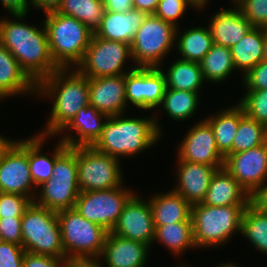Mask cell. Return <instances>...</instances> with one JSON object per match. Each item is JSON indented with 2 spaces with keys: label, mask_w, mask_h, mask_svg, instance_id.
<instances>
[{
  "label": "cell",
  "mask_w": 267,
  "mask_h": 267,
  "mask_svg": "<svg viewBox=\"0 0 267 267\" xmlns=\"http://www.w3.org/2000/svg\"><path fill=\"white\" fill-rule=\"evenodd\" d=\"M28 14H12L18 20L0 19V43L16 58L21 69L38 85L59 67L54 63L46 27L22 23Z\"/></svg>",
  "instance_id": "1"
},
{
  "label": "cell",
  "mask_w": 267,
  "mask_h": 267,
  "mask_svg": "<svg viewBox=\"0 0 267 267\" xmlns=\"http://www.w3.org/2000/svg\"><path fill=\"white\" fill-rule=\"evenodd\" d=\"M37 95L52 98L53 106L45 130L38 135L53 137L89 105L88 78L76 68H59L37 85Z\"/></svg>",
  "instance_id": "2"
},
{
  "label": "cell",
  "mask_w": 267,
  "mask_h": 267,
  "mask_svg": "<svg viewBox=\"0 0 267 267\" xmlns=\"http://www.w3.org/2000/svg\"><path fill=\"white\" fill-rule=\"evenodd\" d=\"M158 119L125 117L115 115L108 117L102 133L92 145L94 149L117 159L132 157L155 145L162 136Z\"/></svg>",
  "instance_id": "3"
},
{
  "label": "cell",
  "mask_w": 267,
  "mask_h": 267,
  "mask_svg": "<svg viewBox=\"0 0 267 267\" xmlns=\"http://www.w3.org/2000/svg\"><path fill=\"white\" fill-rule=\"evenodd\" d=\"M45 16L43 23L54 63L59 68L76 67L84 57L93 32L71 16L56 11L46 13Z\"/></svg>",
  "instance_id": "4"
},
{
  "label": "cell",
  "mask_w": 267,
  "mask_h": 267,
  "mask_svg": "<svg viewBox=\"0 0 267 267\" xmlns=\"http://www.w3.org/2000/svg\"><path fill=\"white\" fill-rule=\"evenodd\" d=\"M246 206H210L202 203L192 205L191 219L196 248H217L229 242L233 234L240 233Z\"/></svg>",
  "instance_id": "5"
},
{
  "label": "cell",
  "mask_w": 267,
  "mask_h": 267,
  "mask_svg": "<svg viewBox=\"0 0 267 267\" xmlns=\"http://www.w3.org/2000/svg\"><path fill=\"white\" fill-rule=\"evenodd\" d=\"M38 188L40 193L33 200L35 204L54 212L74 208L80 193L76 147H68L55 160L52 178Z\"/></svg>",
  "instance_id": "6"
},
{
  "label": "cell",
  "mask_w": 267,
  "mask_h": 267,
  "mask_svg": "<svg viewBox=\"0 0 267 267\" xmlns=\"http://www.w3.org/2000/svg\"><path fill=\"white\" fill-rule=\"evenodd\" d=\"M57 217L66 260L100 259L108 231L85 219L75 208L59 211Z\"/></svg>",
  "instance_id": "7"
},
{
  "label": "cell",
  "mask_w": 267,
  "mask_h": 267,
  "mask_svg": "<svg viewBox=\"0 0 267 267\" xmlns=\"http://www.w3.org/2000/svg\"><path fill=\"white\" fill-rule=\"evenodd\" d=\"M21 232L26 252L66 258L57 212L32 202L22 216Z\"/></svg>",
  "instance_id": "8"
},
{
  "label": "cell",
  "mask_w": 267,
  "mask_h": 267,
  "mask_svg": "<svg viewBox=\"0 0 267 267\" xmlns=\"http://www.w3.org/2000/svg\"><path fill=\"white\" fill-rule=\"evenodd\" d=\"M176 29L155 15H146L130 44L134 65L161 67L167 53L175 47Z\"/></svg>",
  "instance_id": "9"
},
{
  "label": "cell",
  "mask_w": 267,
  "mask_h": 267,
  "mask_svg": "<svg viewBox=\"0 0 267 267\" xmlns=\"http://www.w3.org/2000/svg\"><path fill=\"white\" fill-rule=\"evenodd\" d=\"M80 192L114 189L123 186L120 160L98 152L92 146L76 147Z\"/></svg>",
  "instance_id": "10"
},
{
  "label": "cell",
  "mask_w": 267,
  "mask_h": 267,
  "mask_svg": "<svg viewBox=\"0 0 267 267\" xmlns=\"http://www.w3.org/2000/svg\"><path fill=\"white\" fill-rule=\"evenodd\" d=\"M127 58L132 60L129 44L102 39L93 33L82 61L75 68L88 79L125 75L137 68L134 66L129 70H123Z\"/></svg>",
  "instance_id": "11"
},
{
  "label": "cell",
  "mask_w": 267,
  "mask_h": 267,
  "mask_svg": "<svg viewBox=\"0 0 267 267\" xmlns=\"http://www.w3.org/2000/svg\"><path fill=\"white\" fill-rule=\"evenodd\" d=\"M126 187L80 192L74 208L85 219L111 232L124 205L134 195Z\"/></svg>",
  "instance_id": "12"
},
{
  "label": "cell",
  "mask_w": 267,
  "mask_h": 267,
  "mask_svg": "<svg viewBox=\"0 0 267 267\" xmlns=\"http://www.w3.org/2000/svg\"><path fill=\"white\" fill-rule=\"evenodd\" d=\"M34 182L29 167V138L16 140L0 161V192L20 194L34 200Z\"/></svg>",
  "instance_id": "13"
},
{
  "label": "cell",
  "mask_w": 267,
  "mask_h": 267,
  "mask_svg": "<svg viewBox=\"0 0 267 267\" xmlns=\"http://www.w3.org/2000/svg\"><path fill=\"white\" fill-rule=\"evenodd\" d=\"M162 69L163 67H137L126 73L127 105L131 103L146 111L160 107L166 90V78Z\"/></svg>",
  "instance_id": "14"
},
{
  "label": "cell",
  "mask_w": 267,
  "mask_h": 267,
  "mask_svg": "<svg viewBox=\"0 0 267 267\" xmlns=\"http://www.w3.org/2000/svg\"><path fill=\"white\" fill-rule=\"evenodd\" d=\"M111 233L151 246L154 243L155 226L149 201L135 193L124 205Z\"/></svg>",
  "instance_id": "15"
},
{
  "label": "cell",
  "mask_w": 267,
  "mask_h": 267,
  "mask_svg": "<svg viewBox=\"0 0 267 267\" xmlns=\"http://www.w3.org/2000/svg\"><path fill=\"white\" fill-rule=\"evenodd\" d=\"M223 167L250 195L267 182V141L255 148L227 155Z\"/></svg>",
  "instance_id": "16"
},
{
  "label": "cell",
  "mask_w": 267,
  "mask_h": 267,
  "mask_svg": "<svg viewBox=\"0 0 267 267\" xmlns=\"http://www.w3.org/2000/svg\"><path fill=\"white\" fill-rule=\"evenodd\" d=\"M177 154L181 161L223 167L225 157L219 152L213 130L205 121L195 123L180 142Z\"/></svg>",
  "instance_id": "17"
},
{
  "label": "cell",
  "mask_w": 267,
  "mask_h": 267,
  "mask_svg": "<svg viewBox=\"0 0 267 267\" xmlns=\"http://www.w3.org/2000/svg\"><path fill=\"white\" fill-rule=\"evenodd\" d=\"M125 75L89 78V105L108 117L122 115L126 102Z\"/></svg>",
  "instance_id": "18"
},
{
  "label": "cell",
  "mask_w": 267,
  "mask_h": 267,
  "mask_svg": "<svg viewBox=\"0 0 267 267\" xmlns=\"http://www.w3.org/2000/svg\"><path fill=\"white\" fill-rule=\"evenodd\" d=\"M177 185L173 191L184 197L192 206L202 203L217 169L221 167L192 163L178 159Z\"/></svg>",
  "instance_id": "19"
},
{
  "label": "cell",
  "mask_w": 267,
  "mask_h": 267,
  "mask_svg": "<svg viewBox=\"0 0 267 267\" xmlns=\"http://www.w3.org/2000/svg\"><path fill=\"white\" fill-rule=\"evenodd\" d=\"M107 118V115L101 113L94 106L82 107L58 134H63L68 130L70 133L71 131L74 133L63 134L60 141L67 147L92 146L100 137Z\"/></svg>",
  "instance_id": "20"
},
{
  "label": "cell",
  "mask_w": 267,
  "mask_h": 267,
  "mask_svg": "<svg viewBox=\"0 0 267 267\" xmlns=\"http://www.w3.org/2000/svg\"><path fill=\"white\" fill-rule=\"evenodd\" d=\"M150 246L108 232L100 257L105 267H145Z\"/></svg>",
  "instance_id": "21"
},
{
  "label": "cell",
  "mask_w": 267,
  "mask_h": 267,
  "mask_svg": "<svg viewBox=\"0 0 267 267\" xmlns=\"http://www.w3.org/2000/svg\"><path fill=\"white\" fill-rule=\"evenodd\" d=\"M234 8L221 9L212 15L208 25L213 43L224 47H232L253 28L252 24L242 15L236 5Z\"/></svg>",
  "instance_id": "22"
},
{
  "label": "cell",
  "mask_w": 267,
  "mask_h": 267,
  "mask_svg": "<svg viewBox=\"0 0 267 267\" xmlns=\"http://www.w3.org/2000/svg\"><path fill=\"white\" fill-rule=\"evenodd\" d=\"M145 17V13L135 9L123 13L105 11L101 24L94 34L102 39L130 45Z\"/></svg>",
  "instance_id": "23"
},
{
  "label": "cell",
  "mask_w": 267,
  "mask_h": 267,
  "mask_svg": "<svg viewBox=\"0 0 267 267\" xmlns=\"http://www.w3.org/2000/svg\"><path fill=\"white\" fill-rule=\"evenodd\" d=\"M202 204L248 205L249 194L224 167H221L214 173Z\"/></svg>",
  "instance_id": "24"
},
{
  "label": "cell",
  "mask_w": 267,
  "mask_h": 267,
  "mask_svg": "<svg viewBox=\"0 0 267 267\" xmlns=\"http://www.w3.org/2000/svg\"><path fill=\"white\" fill-rule=\"evenodd\" d=\"M29 92L37 94V85L21 69L16 58L0 43V100Z\"/></svg>",
  "instance_id": "25"
},
{
  "label": "cell",
  "mask_w": 267,
  "mask_h": 267,
  "mask_svg": "<svg viewBox=\"0 0 267 267\" xmlns=\"http://www.w3.org/2000/svg\"><path fill=\"white\" fill-rule=\"evenodd\" d=\"M154 226L176 222H192L191 205L173 190L149 198Z\"/></svg>",
  "instance_id": "26"
},
{
  "label": "cell",
  "mask_w": 267,
  "mask_h": 267,
  "mask_svg": "<svg viewBox=\"0 0 267 267\" xmlns=\"http://www.w3.org/2000/svg\"><path fill=\"white\" fill-rule=\"evenodd\" d=\"M47 138L38 134L29 137V167L35 188L52 178L55 160L68 148L62 141H58L51 156L41 153Z\"/></svg>",
  "instance_id": "27"
},
{
  "label": "cell",
  "mask_w": 267,
  "mask_h": 267,
  "mask_svg": "<svg viewBox=\"0 0 267 267\" xmlns=\"http://www.w3.org/2000/svg\"><path fill=\"white\" fill-rule=\"evenodd\" d=\"M264 28L253 27L235 45L230 47L236 70L244 76L263 58Z\"/></svg>",
  "instance_id": "28"
},
{
  "label": "cell",
  "mask_w": 267,
  "mask_h": 267,
  "mask_svg": "<svg viewBox=\"0 0 267 267\" xmlns=\"http://www.w3.org/2000/svg\"><path fill=\"white\" fill-rule=\"evenodd\" d=\"M178 30L176 29L175 48L181 55L179 59L200 63L214 44L209 27H192L183 33Z\"/></svg>",
  "instance_id": "29"
},
{
  "label": "cell",
  "mask_w": 267,
  "mask_h": 267,
  "mask_svg": "<svg viewBox=\"0 0 267 267\" xmlns=\"http://www.w3.org/2000/svg\"><path fill=\"white\" fill-rule=\"evenodd\" d=\"M212 128L216 146L226 157L232 154V143L239 125V104L225 108L213 116L204 119Z\"/></svg>",
  "instance_id": "30"
},
{
  "label": "cell",
  "mask_w": 267,
  "mask_h": 267,
  "mask_svg": "<svg viewBox=\"0 0 267 267\" xmlns=\"http://www.w3.org/2000/svg\"><path fill=\"white\" fill-rule=\"evenodd\" d=\"M166 78V88L200 93L205 83L200 63L177 59L167 71H163Z\"/></svg>",
  "instance_id": "31"
},
{
  "label": "cell",
  "mask_w": 267,
  "mask_h": 267,
  "mask_svg": "<svg viewBox=\"0 0 267 267\" xmlns=\"http://www.w3.org/2000/svg\"><path fill=\"white\" fill-rule=\"evenodd\" d=\"M156 240L174 255H182L183 251L196 247L192 222H176L155 227L153 241Z\"/></svg>",
  "instance_id": "32"
},
{
  "label": "cell",
  "mask_w": 267,
  "mask_h": 267,
  "mask_svg": "<svg viewBox=\"0 0 267 267\" xmlns=\"http://www.w3.org/2000/svg\"><path fill=\"white\" fill-rule=\"evenodd\" d=\"M205 82H223L236 70L231 50L228 47L213 44L200 62Z\"/></svg>",
  "instance_id": "33"
},
{
  "label": "cell",
  "mask_w": 267,
  "mask_h": 267,
  "mask_svg": "<svg viewBox=\"0 0 267 267\" xmlns=\"http://www.w3.org/2000/svg\"><path fill=\"white\" fill-rule=\"evenodd\" d=\"M105 11L102 0H63L56 12L76 18L95 33Z\"/></svg>",
  "instance_id": "34"
},
{
  "label": "cell",
  "mask_w": 267,
  "mask_h": 267,
  "mask_svg": "<svg viewBox=\"0 0 267 267\" xmlns=\"http://www.w3.org/2000/svg\"><path fill=\"white\" fill-rule=\"evenodd\" d=\"M200 94L191 91H180L166 88L161 109L176 121L188 120L198 108Z\"/></svg>",
  "instance_id": "35"
},
{
  "label": "cell",
  "mask_w": 267,
  "mask_h": 267,
  "mask_svg": "<svg viewBox=\"0 0 267 267\" xmlns=\"http://www.w3.org/2000/svg\"><path fill=\"white\" fill-rule=\"evenodd\" d=\"M267 141V127L249 118L239 105V125L232 143V153L242 152L255 148Z\"/></svg>",
  "instance_id": "36"
},
{
  "label": "cell",
  "mask_w": 267,
  "mask_h": 267,
  "mask_svg": "<svg viewBox=\"0 0 267 267\" xmlns=\"http://www.w3.org/2000/svg\"><path fill=\"white\" fill-rule=\"evenodd\" d=\"M240 234L246 237L257 251L267 254V214L250 203L245 207Z\"/></svg>",
  "instance_id": "37"
},
{
  "label": "cell",
  "mask_w": 267,
  "mask_h": 267,
  "mask_svg": "<svg viewBox=\"0 0 267 267\" xmlns=\"http://www.w3.org/2000/svg\"><path fill=\"white\" fill-rule=\"evenodd\" d=\"M240 99L238 104L244 114L267 127V89L245 90L244 96Z\"/></svg>",
  "instance_id": "38"
},
{
  "label": "cell",
  "mask_w": 267,
  "mask_h": 267,
  "mask_svg": "<svg viewBox=\"0 0 267 267\" xmlns=\"http://www.w3.org/2000/svg\"><path fill=\"white\" fill-rule=\"evenodd\" d=\"M233 4L253 27L267 29V0H236Z\"/></svg>",
  "instance_id": "39"
},
{
  "label": "cell",
  "mask_w": 267,
  "mask_h": 267,
  "mask_svg": "<svg viewBox=\"0 0 267 267\" xmlns=\"http://www.w3.org/2000/svg\"><path fill=\"white\" fill-rule=\"evenodd\" d=\"M189 6L198 9L190 0H159L154 15L179 28L177 19L183 16Z\"/></svg>",
  "instance_id": "40"
},
{
  "label": "cell",
  "mask_w": 267,
  "mask_h": 267,
  "mask_svg": "<svg viewBox=\"0 0 267 267\" xmlns=\"http://www.w3.org/2000/svg\"><path fill=\"white\" fill-rule=\"evenodd\" d=\"M32 202L25 195L0 192V217H22Z\"/></svg>",
  "instance_id": "41"
},
{
  "label": "cell",
  "mask_w": 267,
  "mask_h": 267,
  "mask_svg": "<svg viewBox=\"0 0 267 267\" xmlns=\"http://www.w3.org/2000/svg\"><path fill=\"white\" fill-rule=\"evenodd\" d=\"M25 249L21 245L0 242V267H23Z\"/></svg>",
  "instance_id": "42"
},
{
  "label": "cell",
  "mask_w": 267,
  "mask_h": 267,
  "mask_svg": "<svg viewBox=\"0 0 267 267\" xmlns=\"http://www.w3.org/2000/svg\"><path fill=\"white\" fill-rule=\"evenodd\" d=\"M246 90L267 89V62L260 61L242 77Z\"/></svg>",
  "instance_id": "43"
},
{
  "label": "cell",
  "mask_w": 267,
  "mask_h": 267,
  "mask_svg": "<svg viewBox=\"0 0 267 267\" xmlns=\"http://www.w3.org/2000/svg\"><path fill=\"white\" fill-rule=\"evenodd\" d=\"M22 217H0V236L2 241L22 246Z\"/></svg>",
  "instance_id": "44"
},
{
  "label": "cell",
  "mask_w": 267,
  "mask_h": 267,
  "mask_svg": "<svg viewBox=\"0 0 267 267\" xmlns=\"http://www.w3.org/2000/svg\"><path fill=\"white\" fill-rule=\"evenodd\" d=\"M66 258L25 252L23 267H65Z\"/></svg>",
  "instance_id": "45"
},
{
  "label": "cell",
  "mask_w": 267,
  "mask_h": 267,
  "mask_svg": "<svg viewBox=\"0 0 267 267\" xmlns=\"http://www.w3.org/2000/svg\"><path fill=\"white\" fill-rule=\"evenodd\" d=\"M249 203L258 211L267 214V183L258 186L250 195Z\"/></svg>",
  "instance_id": "46"
},
{
  "label": "cell",
  "mask_w": 267,
  "mask_h": 267,
  "mask_svg": "<svg viewBox=\"0 0 267 267\" xmlns=\"http://www.w3.org/2000/svg\"><path fill=\"white\" fill-rule=\"evenodd\" d=\"M9 14H28L30 0H0Z\"/></svg>",
  "instance_id": "47"
},
{
  "label": "cell",
  "mask_w": 267,
  "mask_h": 267,
  "mask_svg": "<svg viewBox=\"0 0 267 267\" xmlns=\"http://www.w3.org/2000/svg\"><path fill=\"white\" fill-rule=\"evenodd\" d=\"M106 11L110 12H127L133 9L132 0H102Z\"/></svg>",
  "instance_id": "48"
},
{
  "label": "cell",
  "mask_w": 267,
  "mask_h": 267,
  "mask_svg": "<svg viewBox=\"0 0 267 267\" xmlns=\"http://www.w3.org/2000/svg\"><path fill=\"white\" fill-rule=\"evenodd\" d=\"M63 0H30V5L33 8L43 9L45 14L57 11Z\"/></svg>",
  "instance_id": "49"
},
{
  "label": "cell",
  "mask_w": 267,
  "mask_h": 267,
  "mask_svg": "<svg viewBox=\"0 0 267 267\" xmlns=\"http://www.w3.org/2000/svg\"><path fill=\"white\" fill-rule=\"evenodd\" d=\"M133 9L139 10L146 15H154L159 0H132Z\"/></svg>",
  "instance_id": "50"
},
{
  "label": "cell",
  "mask_w": 267,
  "mask_h": 267,
  "mask_svg": "<svg viewBox=\"0 0 267 267\" xmlns=\"http://www.w3.org/2000/svg\"><path fill=\"white\" fill-rule=\"evenodd\" d=\"M99 258L69 259L65 267H104Z\"/></svg>",
  "instance_id": "51"
},
{
  "label": "cell",
  "mask_w": 267,
  "mask_h": 267,
  "mask_svg": "<svg viewBox=\"0 0 267 267\" xmlns=\"http://www.w3.org/2000/svg\"><path fill=\"white\" fill-rule=\"evenodd\" d=\"M14 140H8V138L0 135V161L2 160L4 154L10 149V147L15 143Z\"/></svg>",
  "instance_id": "52"
},
{
  "label": "cell",
  "mask_w": 267,
  "mask_h": 267,
  "mask_svg": "<svg viewBox=\"0 0 267 267\" xmlns=\"http://www.w3.org/2000/svg\"><path fill=\"white\" fill-rule=\"evenodd\" d=\"M263 61L267 62V29L264 28Z\"/></svg>",
  "instance_id": "53"
},
{
  "label": "cell",
  "mask_w": 267,
  "mask_h": 267,
  "mask_svg": "<svg viewBox=\"0 0 267 267\" xmlns=\"http://www.w3.org/2000/svg\"><path fill=\"white\" fill-rule=\"evenodd\" d=\"M190 1L193 2L200 11L204 9L206 5H208L210 0H190Z\"/></svg>",
  "instance_id": "54"
},
{
  "label": "cell",
  "mask_w": 267,
  "mask_h": 267,
  "mask_svg": "<svg viewBox=\"0 0 267 267\" xmlns=\"http://www.w3.org/2000/svg\"><path fill=\"white\" fill-rule=\"evenodd\" d=\"M219 267H239V266H237L236 264H234V263H223V264H221Z\"/></svg>",
  "instance_id": "55"
},
{
  "label": "cell",
  "mask_w": 267,
  "mask_h": 267,
  "mask_svg": "<svg viewBox=\"0 0 267 267\" xmlns=\"http://www.w3.org/2000/svg\"><path fill=\"white\" fill-rule=\"evenodd\" d=\"M179 267H189V266H187V265L184 264V265H181V266H179Z\"/></svg>",
  "instance_id": "56"
}]
</instances>
